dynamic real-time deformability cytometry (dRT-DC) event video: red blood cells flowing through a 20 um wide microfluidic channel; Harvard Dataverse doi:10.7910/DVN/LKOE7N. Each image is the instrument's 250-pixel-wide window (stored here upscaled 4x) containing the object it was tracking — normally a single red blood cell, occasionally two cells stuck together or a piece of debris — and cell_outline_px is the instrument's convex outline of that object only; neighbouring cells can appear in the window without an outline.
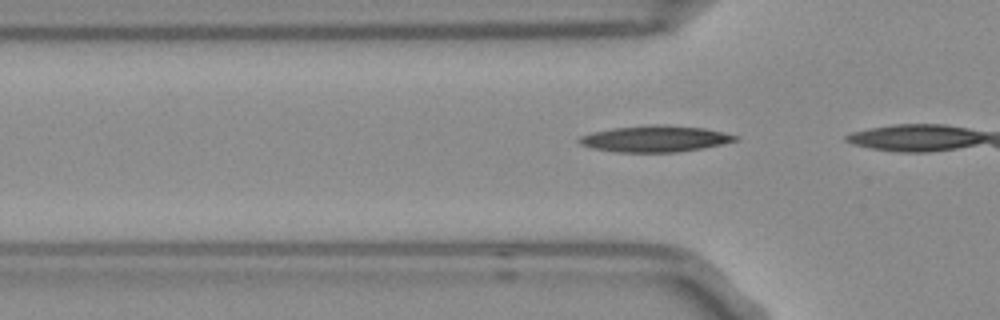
{"species": "Egyptian fruit bat (a non-hibernating species)", "species_latin": "Rousettus aegyptiacus", "temperature_condition": "room temperature", "stored_images_in_passage": 9, "camera_frame_rate_fps": 3000, "um_per_image_px": 0.085, "frame": {"image": 1, "passage_image": 6, "time_ms": 1.667, "image_size_px": [1000, 320], "cell_outline_px": [[740, 140], [704, 148], [676, 152], [616, 152], [592, 148], [580, 144], [576, 140], [580, 136], [592, 132], [616, 128], [648, 124], [664, 124], [704, 128], [724, 132], [740, 136]], "centroid_in_image_um": [55.72, 11.79], "position_along_channel_um": 70.1, "area_um2": 24.16}}